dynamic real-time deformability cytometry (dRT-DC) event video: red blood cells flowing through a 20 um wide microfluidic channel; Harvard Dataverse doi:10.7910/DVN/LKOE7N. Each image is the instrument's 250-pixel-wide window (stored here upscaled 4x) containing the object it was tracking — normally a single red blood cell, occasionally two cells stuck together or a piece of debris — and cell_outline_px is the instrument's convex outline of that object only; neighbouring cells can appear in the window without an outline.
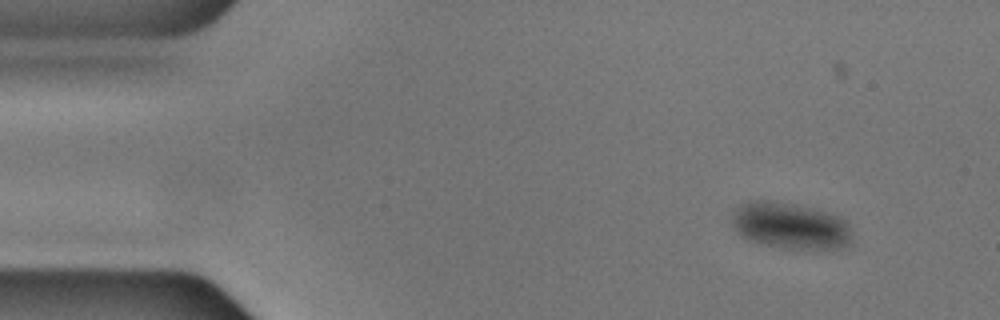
{"species": "common noctule bat (a hibernating species)", "species_latin": "Nyctalus noctula", "temperature_condition": "cold", "stored_images_in_passage": 51, "camera_frame_rate_fps": 3000, "um_per_image_px": 0.085, "animal": {"sex": "male", "body_mass_g": 17.9, "forearm_length_mm": 54.2}, "frame": {"image": 1, "passage_image": 1, "time_ms": 0.0, "image_size_px": [1000, 320], "cell_outline_px": [[848, 244], [844, 248], [784, 248], [764, 244], [748, 240], [740, 236], [732, 228], [732, 212], [740, 204], [752, 200], [768, 200], [796, 204], [828, 212], [840, 216], [848, 224]], "centroid_in_image_um": [67.09, 19.16], "position_along_channel_um": 17.9, "area_um2": 32.43}}
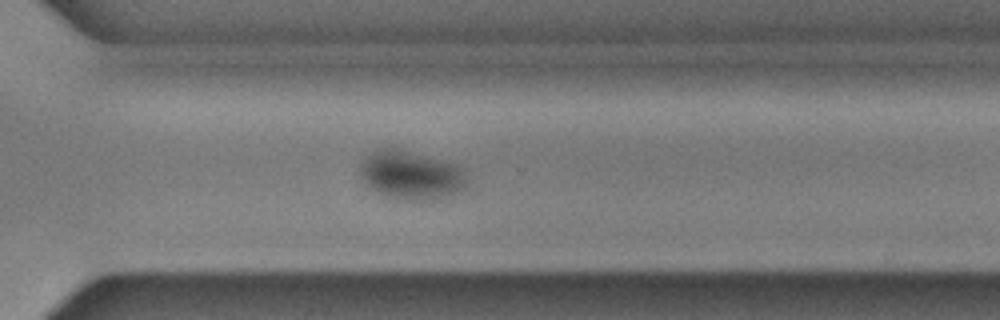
{"frame": {"image": 2, "passage_image": 35, "time_ms": 11.333, "image_size_px": [1000, 320], "cell_outline_px": [[468, 184], [460, 192], [440, 200], [404, 200], [384, 196], [372, 188], [360, 176], [360, 164], [376, 148], [400, 148], [460, 164], [468, 172]], "centroid_in_image_um": [35.05, 14.88], "position_along_channel_um": 335.6, "area_um2": 31.21}}
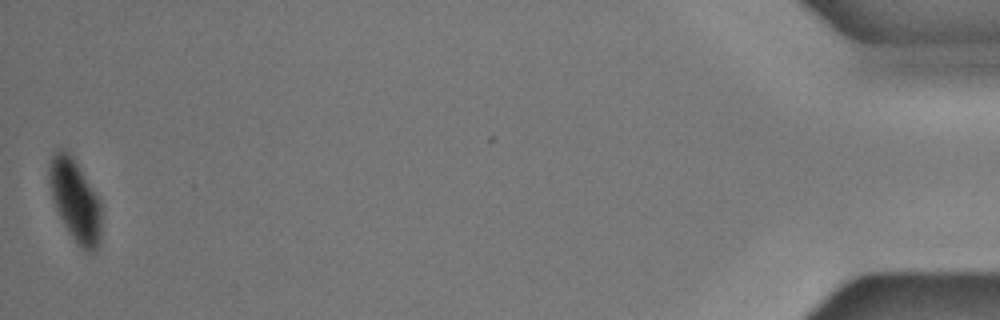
{"frame": {"image": 3, "passage_image": 51, "time_ms": 16.667, "image_size_px": [1000, 320], "cell_outline_px": [[100, 244], [96, 252], [84, 252], [76, 244], [68, 232], [52, 200], [48, 184], [48, 164], [52, 152], [60, 148], [64, 148], [72, 156], [100, 200]], "centroid_in_image_um": [6.36, 17.04], "position_along_channel_um": 428.8, "area_um2": 25.32}}